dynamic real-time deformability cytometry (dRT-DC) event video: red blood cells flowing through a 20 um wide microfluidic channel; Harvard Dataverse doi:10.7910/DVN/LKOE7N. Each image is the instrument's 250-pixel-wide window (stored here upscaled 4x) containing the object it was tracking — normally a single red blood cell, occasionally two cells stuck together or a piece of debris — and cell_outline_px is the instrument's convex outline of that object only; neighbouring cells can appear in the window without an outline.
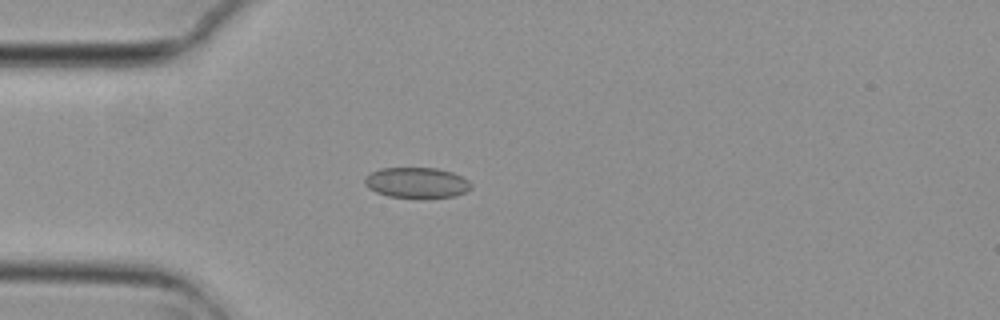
{"species": "common noctule bat (a hibernating species)", "species_latin": "Nyctalus noctula", "temperature_condition": "cold", "stored_images_in_passage": 4, "camera_frame_rate_fps": 3000, "um_per_image_px": 0.085, "animal": {"sex": "female", "body_mass_g": 29.2, "forearm_length_mm": 56.3}, "frame": {"image": 1, "passage_image": 3, "time_ms": 0.667, "image_size_px": [1000, 320], "cell_outline_px": [[472, 188], [456, 196], [424, 200], [388, 196], [376, 192], [368, 188], [364, 184], [364, 176], [380, 168], [436, 168], [452, 172], [468, 180], [472, 184]], "centroid_in_image_um": [35.42, 15.56], "position_along_channel_um": 49.6, "area_um2": 19.54}}